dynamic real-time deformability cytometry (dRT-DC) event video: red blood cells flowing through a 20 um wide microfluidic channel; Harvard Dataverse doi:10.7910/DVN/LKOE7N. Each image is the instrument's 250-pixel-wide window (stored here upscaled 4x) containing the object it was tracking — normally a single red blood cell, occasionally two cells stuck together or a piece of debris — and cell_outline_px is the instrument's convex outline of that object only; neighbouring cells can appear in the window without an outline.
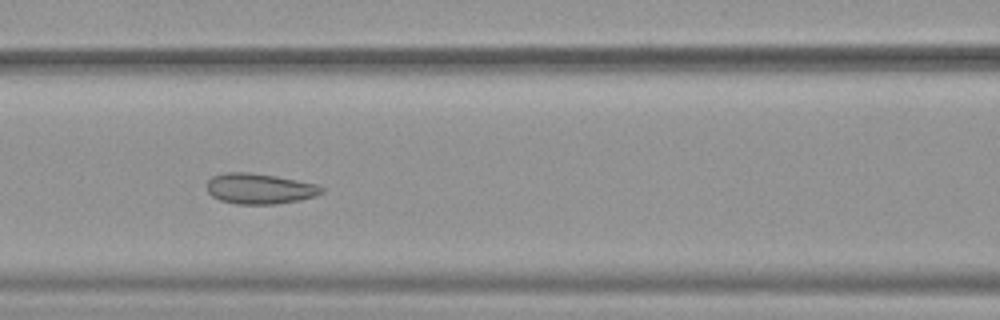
{"species": "common noctule bat (a hibernating species)", "species_latin": "Nyctalus noctula", "temperature_condition": "warm", "stored_images_in_passage": 52, "camera_frame_rate_fps": 3000, "um_per_image_px": 0.085, "animal": {"sex": "female", "body_mass_g": 19.9}, "frame": {"image": 1, "passage_image": 23, "time_ms": 7.333, "image_size_px": [1000, 320], "cell_outline_px": [[324, 192], [316, 196], [300, 200], [276, 204], [236, 204], [220, 200], [212, 196], [208, 192], [208, 180], [212, 176], [224, 172], [248, 172], [276, 176], [316, 184], [324, 188]], "centroid_in_image_um": [22.07, 16.04], "position_along_channel_um": 144.5, "area_um2": 20.46}}
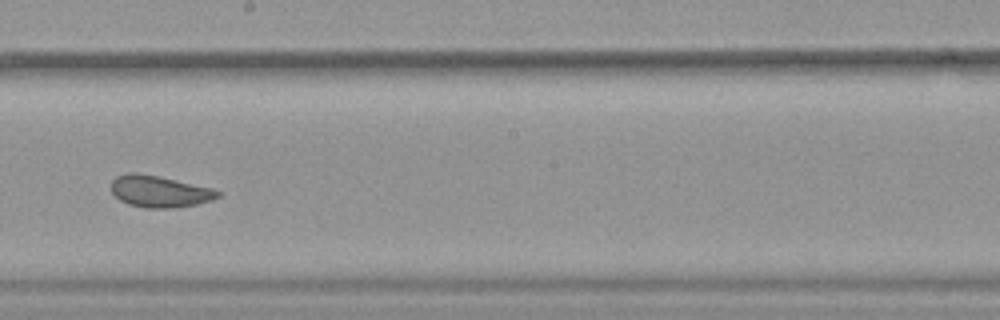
{"frame": {"image": 2, "passage_image": 30, "time_ms": 9.667, "image_size_px": [1000, 320], "cell_outline_px": [[220, 196], [212, 200], [196, 204], [172, 208], [144, 208], [128, 204], [120, 200], [112, 192], [112, 180], [116, 176], [128, 172], [136, 172], [156, 176], [212, 188], [220, 192]], "centroid_in_image_um": [13.53, 16.28], "position_along_channel_um": 234.7, "area_um2": 19.48}}
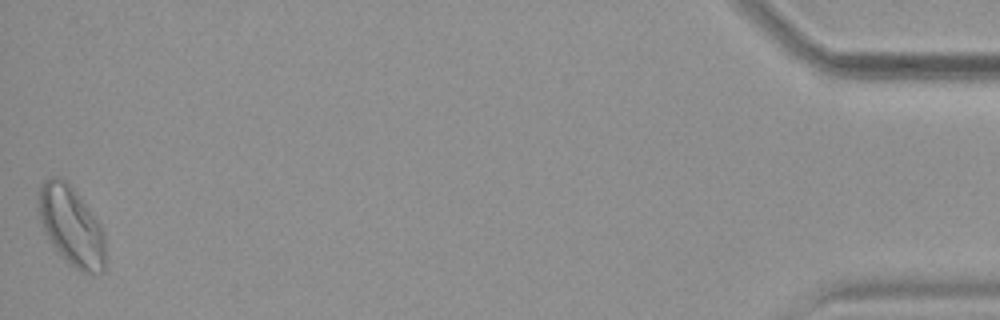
{"frame": {"image": 3, "passage_image": 52, "time_ms": 17.0, "image_size_px": [1000, 320], "cell_outline_px": [[104, 272], [80, 272], [68, 264], [52, 244], [44, 232], [36, 212], [36, 192], [40, 184], [44, 180], [52, 176], [60, 176], [72, 188], [100, 224], [104, 232]], "centroid_in_image_um": [5.98, 19.18], "position_along_channel_um": 429.2, "area_um2": 31.15}, "authors_computed_cell_mechanics": {"area_um2": 23.3801, "velocity_mm_per_s": 3.882, "shape_relaxation_time_tau1_ms": null, "shape_relaxation_time_tau2_ms": 1.0532, "deformation_change_tau1": null, "deformation_change_tau2": 0.0536}}